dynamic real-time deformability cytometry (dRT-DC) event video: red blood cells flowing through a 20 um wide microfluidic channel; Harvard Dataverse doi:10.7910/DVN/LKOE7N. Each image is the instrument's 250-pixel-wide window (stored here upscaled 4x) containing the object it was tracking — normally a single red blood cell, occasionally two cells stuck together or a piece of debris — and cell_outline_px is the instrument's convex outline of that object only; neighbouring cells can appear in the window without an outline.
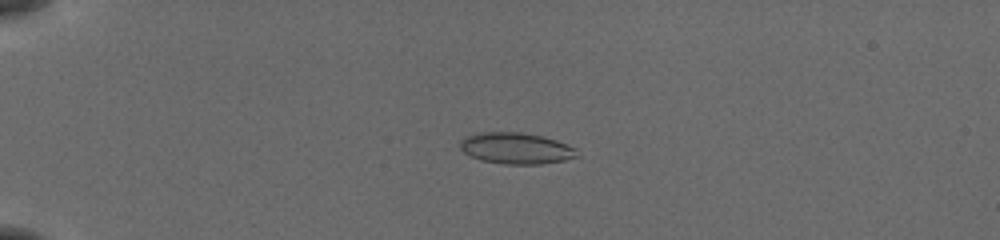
{"species": "common noctule bat (a hibernating species)", "species_latin": "Nyctalus noctula", "temperature_condition": "cold", "stored_images_in_passage": 55, "camera_frame_rate_fps": 3000, "um_per_image_px": 0.085, "animal": {"sex": "female", "body_mass_g": 19.5, "forearm_length_mm": 54.1}, "frame": {"image": 1, "passage_image": 15, "time_ms": 4.667, "image_size_px": [1000, 240], "cell_outline_px": [[580, 156], [564, 160], [540, 164], [504, 164], [480, 160], [468, 156], [460, 148], [460, 140], [468, 136], [480, 132], [520, 132], [540, 136], [556, 140], [576, 148]], "centroid_in_image_um": [43.86, 12.61], "position_along_channel_um": 41.1, "area_um2": 21.33}}
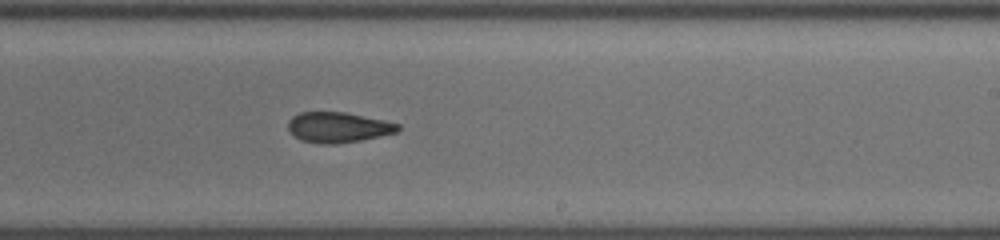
{"frame": {"image": 2, "passage_image": 36, "time_ms": 11.667, "image_size_px": [1000, 240], "cell_outline_px": [[400, 128], [396, 132], [360, 140], [336, 144], [324, 144], [300, 140], [288, 128], [288, 120], [292, 116], [300, 112], [344, 112], [384, 120], [400, 124]], "centroid_in_image_um": [28.73, 10.81], "position_along_channel_um": 260.3, "area_um2": 19.25}}
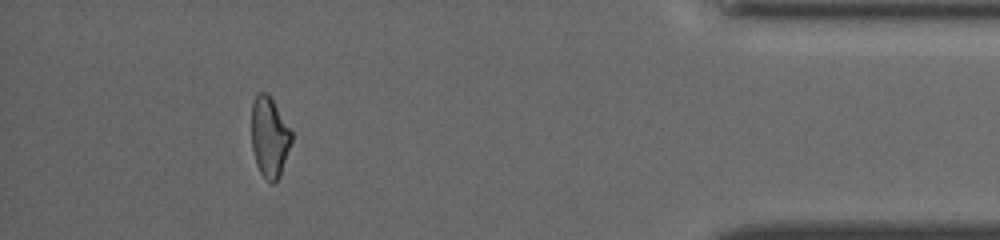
{"frame": {"image": 3, "passage_image": 51, "time_ms": 16.667, "image_size_px": [1000, 240], "cell_outline_px": [[292, 140], [280, 176], [272, 184], [260, 172], [256, 164], [252, 148], [252, 104], [256, 96], [260, 92], [264, 92], [272, 100], [292, 132]], "centroid_in_image_um": [22.9, 11.68], "position_along_channel_um": 412.3, "area_um2": 18.32}, "authors_computed_cell_mechanics": {"area_um2": 20.4034, "velocity_mm_per_s": 3.8887, "shape_relaxation_time_tau1_ms": 6.5502, "shape_relaxation_time_tau2_ms": 3.8643, "deformation_change_tau1": 0.1548, "deformation_change_tau2": 0.101}}